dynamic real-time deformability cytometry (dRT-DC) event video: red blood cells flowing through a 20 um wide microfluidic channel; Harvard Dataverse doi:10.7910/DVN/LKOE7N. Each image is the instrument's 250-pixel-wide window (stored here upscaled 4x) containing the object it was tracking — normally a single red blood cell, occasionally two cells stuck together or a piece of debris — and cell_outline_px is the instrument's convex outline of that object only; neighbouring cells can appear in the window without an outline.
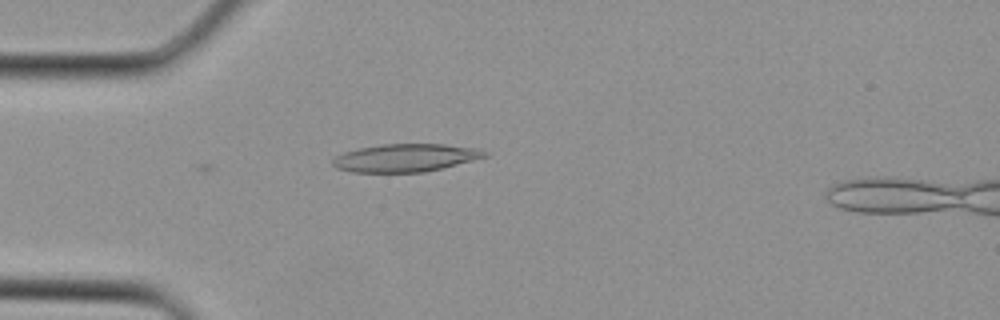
{"species": "Egyptian fruit bat (a non-hibernating species)", "species_latin": "Rousettus aegyptiacus", "temperature_condition": "cold", "stored_images_in_passage": 4, "camera_frame_rate_fps": 3000, "um_per_image_px": 0.085, "animal": {"sex": "female"}, "frame": {"image": 1, "passage_image": 3, "time_ms": 0.667, "image_size_px": [1000, 320], "cell_outline_px": [[488, 156], [424, 172], [352, 172], [336, 168], [332, 164], [332, 160], [336, 156], [344, 152], [360, 148], [384, 144], [444, 144], [480, 148], [488, 152]], "centroid_in_image_um": [34.47, 13.41], "position_along_channel_um": 50.5, "area_um2": 24.57}}